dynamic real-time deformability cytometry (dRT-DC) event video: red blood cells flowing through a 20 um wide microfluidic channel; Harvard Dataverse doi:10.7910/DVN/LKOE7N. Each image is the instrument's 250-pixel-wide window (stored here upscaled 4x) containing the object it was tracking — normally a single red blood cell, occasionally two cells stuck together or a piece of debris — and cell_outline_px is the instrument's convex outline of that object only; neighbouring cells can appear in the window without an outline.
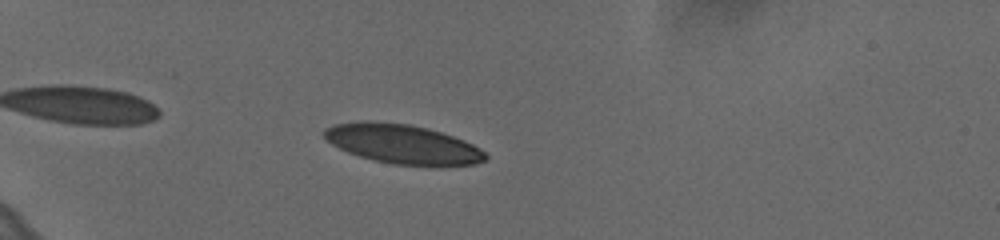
{"species": "human", "species_latin": "Homo sapiens", "temperature_condition": "cold", "stored_images_in_passage": 42, "camera_frame_rate_fps": 3000, "um_per_image_px": 0.085, "donor": {"sex": "female"}, "frame": {"image": 1, "passage_image": 6, "time_ms": 1.667, "image_size_px": [1000, 240], "cell_outline_px": [[488, 156], [484, 160], [472, 164], [392, 164], [360, 156], [348, 152], [332, 144], [324, 136], [324, 128], [332, 124], [356, 120], [372, 120], [408, 124], [428, 128], [464, 140], [480, 148]], "centroid_in_image_um": [34.14, 12.2], "position_along_channel_um": 50.9, "area_um2": 36.41}}
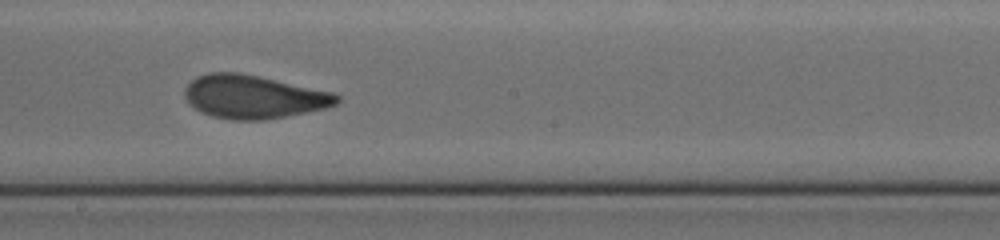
{"frame": {"image": 2, "passage_image": 24, "time_ms": 7.667, "image_size_px": [1000, 240], "cell_outline_px": [[340, 100], [336, 104], [324, 108], [264, 120], [232, 120], [212, 116], [200, 112], [192, 108], [188, 104], [184, 96], [184, 88], [196, 76], [208, 72], [240, 72], [332, 92], [340, 96]], "centroid_in_image_um": [21.47, 8.22], "position_along_channel_um": 226.7, "area_um2": 38.44}}
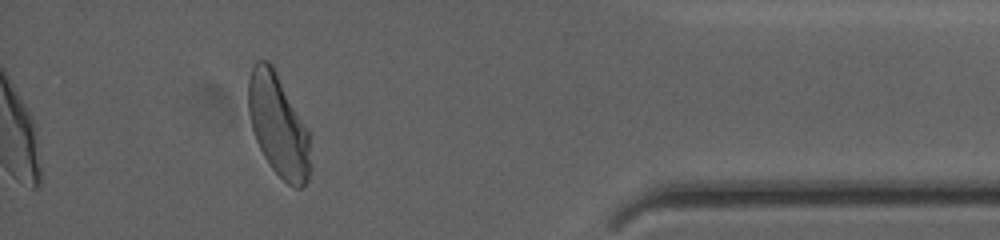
{"frame": {"image": 3, "passage_image": 42, "time_ms": 13.667, "image_size_px": [1000, 240], "cell_outline_px": [[312, 168], [308, 180], [300, 188], [296, 188], [288, 184], [272, 168], [264, 156], [256, 140], [252, 128], [248, 112], [248, 80], [252, 68], [256, 60], [268, 60], [272, 64], [308, 132]], "centroid_in_image_um": [23.65, 10.68], "position_along_channel_um": 411.6, "area_um2": 36.65}, "authors_computed_cell_mechanics": {"area_um2": 37.6856, "velocity_mm_per_s": 3.6095, "shape_relaxation_time_tau1_ms": 5.0515, "shape_relaxation_time_tau2_ms": 1.027, "deformation_change_tau1": 0.1552, "deformation_change_tau2": 0.0683}}